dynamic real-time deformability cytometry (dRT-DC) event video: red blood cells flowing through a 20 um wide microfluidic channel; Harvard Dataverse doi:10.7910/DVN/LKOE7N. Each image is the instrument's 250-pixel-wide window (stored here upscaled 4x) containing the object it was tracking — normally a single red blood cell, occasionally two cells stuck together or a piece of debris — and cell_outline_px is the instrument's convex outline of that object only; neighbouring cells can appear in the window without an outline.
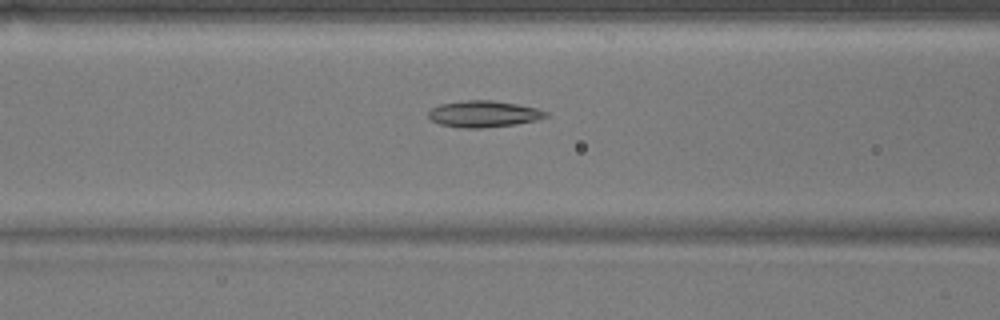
{"species": "common noctule bat (a hibernating species)", "species_latin": "Nyctalus noctula", "temperature_condition": "warm", "stored_images_in_passage": 38, "camera_frame_rate_fps": 3000, "um_per_image_px": 0.085, "animal": {"sex": "male", "body_mass_g": 17.9}, "frame": {"image": 1, "passage_image": 6, "time_ms": 1.667, "image_size_px": [1000, 320], "cell_outline_px": [[548, 116], [536, 120], [512, 124], [484, 128], [460, 128], [440, 124], [432, 120], [428, 116], [428, 112], [432, 108], [440, 104], [460, 100], [492, 100], [516, 104], [536, 108], [548, 112]], "centroid_in_image_um": [41.07, 9.68], "position_along_channel_um": 125.5, "area_um2": 18.03}}
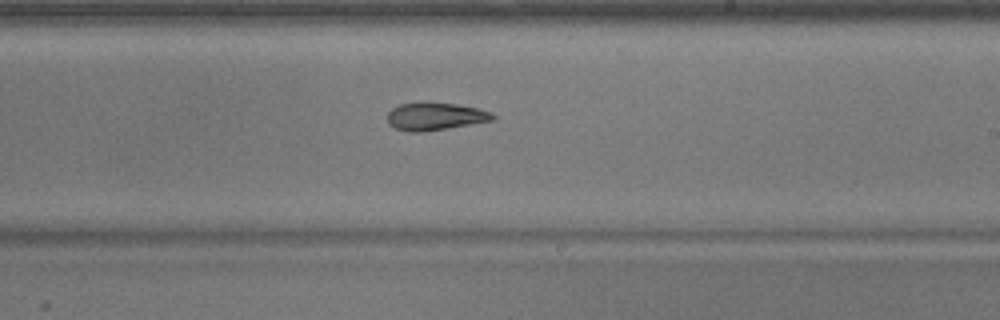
{"frame": {"image": 2, "passage_image": 16, "time_ms": 5.0, "image_size_px": [1000, 320], "cell_outline_px": [[496, 120], [420, 132], [408, 132], [396, 128], [388, 124], [388, 112], [392, 108], [400, 104], [456, 104], [476, 108], [492, 112], [496, 116]], "centroid_in_image_um": [37.01, 9.92], "position_along_channel_um": 252.0, "area_um2": 16.47}}
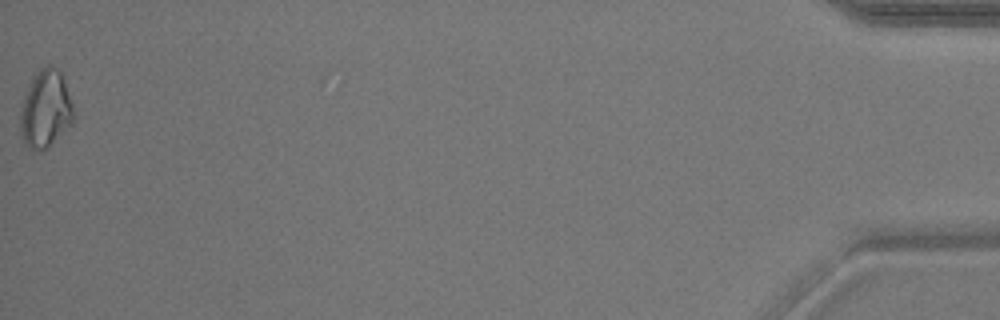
{"frame": {"image": 3, "passage_image": 38, "time_ms": 12.333, "image_size_px": [1000, 320], "cell_outline_px": [[72, 124], [44, 148], [32, 148], [24, 144], [20, 128], [20, 116], [24, 100], [28, 88], [32, 80], [40, 68], [48, 64], [56, 68], [60, 72], [72, 104]], "centroid_in_image_um": [3.86, 9.24], "position_along_channel_um": 431.3, "area_um2": 22.89}, "authors_computed_cell_mechanics": {"area_um2": 17.918, "velocity_mm_per_s": 3.7978, "shape_relaxation_time_tau1_ms": 6.8885, "shape_relaxation_time_tau2_ms": 4.4802, "deformation_change_tau1": 0.1409, "deformation_change_tau2": 0.1191}}